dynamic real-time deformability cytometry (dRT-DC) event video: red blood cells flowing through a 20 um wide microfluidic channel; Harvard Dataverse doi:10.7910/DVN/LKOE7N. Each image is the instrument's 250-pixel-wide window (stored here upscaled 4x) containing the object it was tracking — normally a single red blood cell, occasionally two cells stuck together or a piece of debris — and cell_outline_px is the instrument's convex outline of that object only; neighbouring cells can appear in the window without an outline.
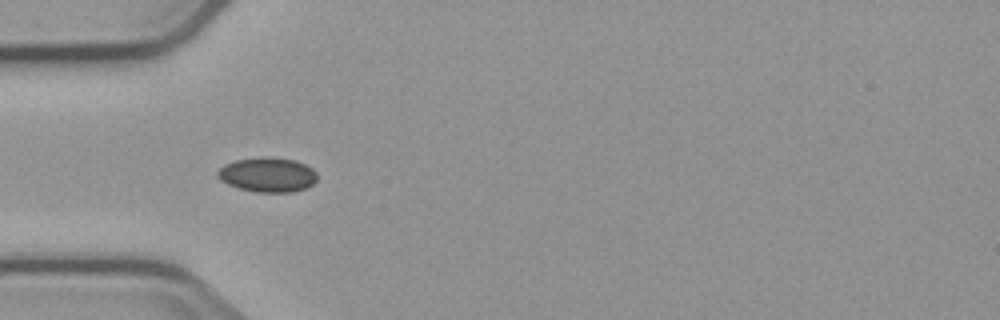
{"species": "common noctule bat (a hibernating species)", "species_latin": "Nyctalus noctula", "temperature_condition": "cold", "stored_images_in_passage": 8, "camera_frame_rate_fps": 3000, "um_per_image_px": 0.085, "animal": {"sex": "male", "body_mass_g": 23.1, "forearm_length_mm": 52.7}, "frame": {"image": 1, "passage_image": 6, "time_ms": 5.667, "image_size_px": [1000, 320], "cell_outline_px": [[316, 180], [312, 184], [304, 188], [292, 192], [256, 192], [240, 188], [228, 184], [220, 180], [216, 176], [216, 172], [224, 164], [236, 160], [260, 156], [268, 156], [296, 160], [312, 168], [316, 172]], "centroid_in_image_um": [22.72, 14.83], "position_along_channel_um": 62.3, "area_um2": 20.17}}
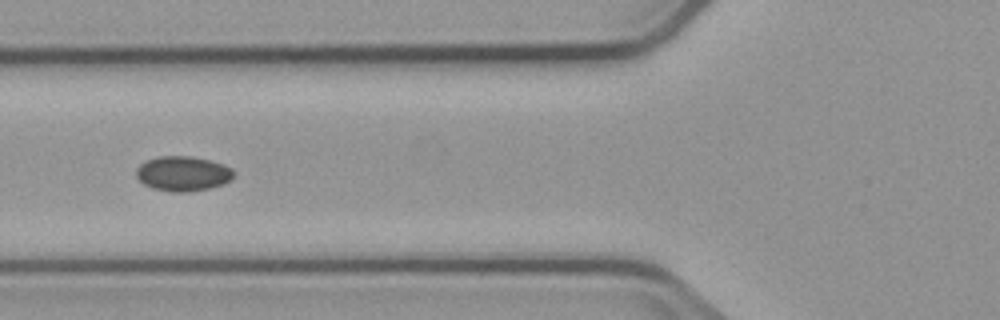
{"frame": {"image": 2, "passage_image": 7, "time_ms": 7.0, "image_size_px": [1000, 320], "cell_outline_px": [[236, 176], [232, 180], [224, 184], [208, 188], [188, 192], [172, 192], [152, 188], [144, 184], [136, 176], [136, 168], [140, 164], [148, 160], [160, 156], [188, 156], [208, 160], [224, 164], [232, 168], [236, 172]], "centroid_in_image_um": [15.59, 14.76], "position_along_channel_um": 110.2, "area_um2": 19.94}}
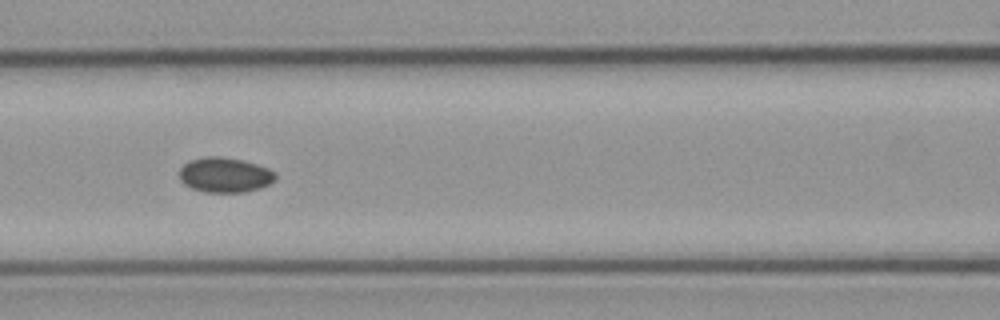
{"frame": {"image": 3, "passage_image": 8, "time_ms": 8.0, "image_size_px": [1000, 320], "cell_outline_px": [[276, 180], [260, 188], [244, 192], [204, 192], [192, 188], [184, 184], [180, 180], [180, 168], [184, 164], [192, 160], [204, 156], [220, 156], [244, 160], [268, 168], [276, 172]], "centroid_in_image_um": [19.13, 14.86], "position_along_channel_um": 147.5, "area_um2": 19.65}}